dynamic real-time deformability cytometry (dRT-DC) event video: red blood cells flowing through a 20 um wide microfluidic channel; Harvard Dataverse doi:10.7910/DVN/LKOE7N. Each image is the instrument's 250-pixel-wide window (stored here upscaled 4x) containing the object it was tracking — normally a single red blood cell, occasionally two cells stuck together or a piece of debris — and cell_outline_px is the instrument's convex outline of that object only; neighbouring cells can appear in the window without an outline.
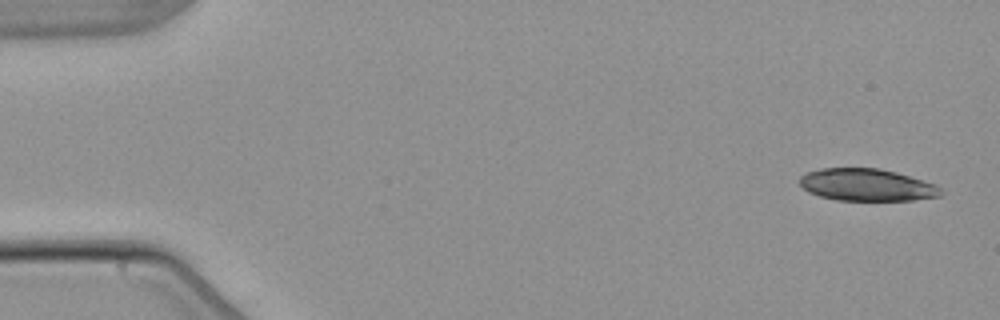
{"species": "common noctule bat (a hibernating species)", "species_latin": "Nyctalus noctula", "temperature_condition": "warm", "stored_images_in_passage": 5, "camera_frame_rate_fps": 3000, "um_per_image_px": 0.085, "animal": {"sex": "male", "body_mass_g": 21.5, "forearm_length_mm": 52.0}, "frame": {"image": 1, "passage_image": 1, "time_ms": 0.0, "image_size_px": [1000, 320], "cell_outline_px": [[944, 192], [940, 196], [912, 200], [836, 200], [820, 196], [808, 192], [800, 184], [800, 176], [804, 172], [820, 168], [880, 168], [896, 172], [936, 184]], "centroid_in_image_um": [73.66, 15.71], "position_along_channel_um": 11.3, "area_um2": 26.59}}
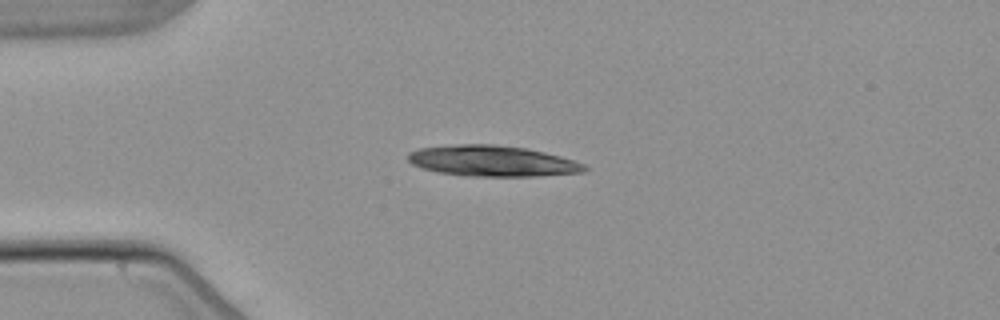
{"frame": {"image": 2, "passage_image": 4, "time_ms": 3.667, "image_size_px": [1000, 320], "cell_outline_px": [[588, 168], [584, 172], [540, 176], [468, 176], [436, 172], [412, 164], [408, 160], [408, 152], [416, 148], [456, 144], [496, 144], [528, 148], [576, 160], [584, 164]], "centroid_in_image_um": [41.85, 13.67], "position_along_channel_um": 43.1, "area_um2": 32.02}}